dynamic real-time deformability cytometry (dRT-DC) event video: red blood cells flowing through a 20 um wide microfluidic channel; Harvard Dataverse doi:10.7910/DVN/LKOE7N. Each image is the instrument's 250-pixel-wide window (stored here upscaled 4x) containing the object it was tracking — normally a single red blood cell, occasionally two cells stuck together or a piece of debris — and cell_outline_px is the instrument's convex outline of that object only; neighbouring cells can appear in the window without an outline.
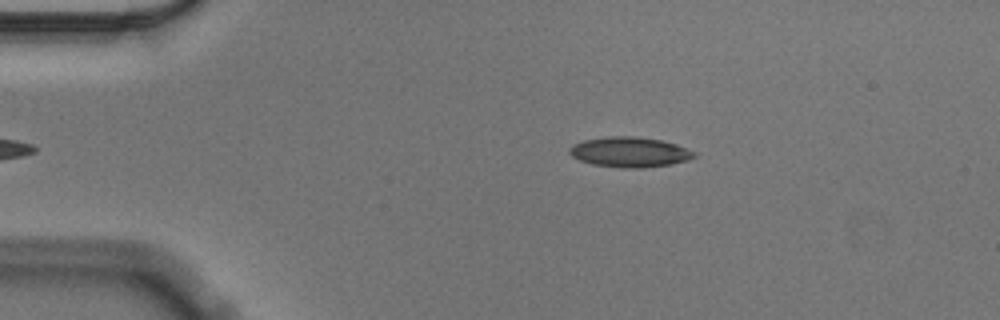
{"species": "Egyptian fruit bat (a non-hibernating species)", "species_latin": "Rousettus aegyptiacus", "temperature_condition": "cold", "stored_images_in_passage": 40, "camera_frame_rate_fps": 3000, "um_per_image_px": 0.085, "animal": {"sex": "male"}, "frame": {"image": 1, "passage_image": 2, "time_ms": 0.333, "image_size_px": [1000, 320], "cell_outline_px": [[696, 156], [688, 160], [672, 164], [644, 168], [624, 168], [592, 164], [580, 160], [572, 156], [568, 152], [568, 148], [572, 144], [584, 140], [608, 136], [636, 136], [660, 140], [676, 144], [696, 152]], "centroid_in_image_um": [53.51, 12.93], "position_along_channel_um": 31.5, "area_um2": 22.02}}
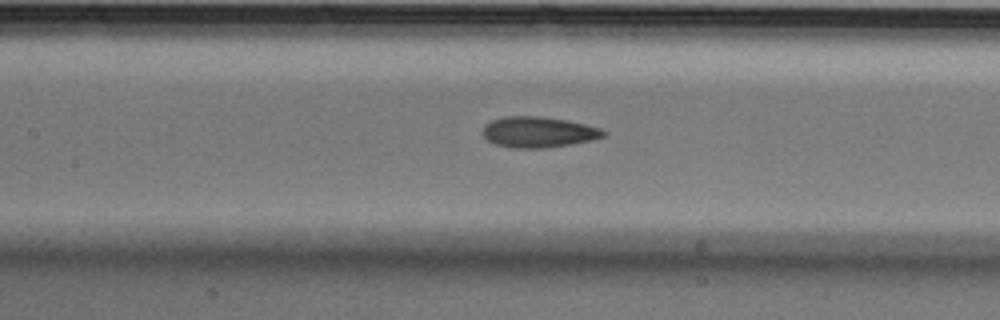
{"frame": {"image": 2, "passage_image": 17, "time_ms": 5.333, "image_size_px": [1000, 320], "cell_outline_px": [[608, 132], [604, 136], [592, 140], [572, 144], [544, 148], [512, 148], [496, 144], [488, 140], [484, 136], [484, 124], [492, 120], [504, 116], [536, 116], [568, 120], [600, 128]], "centroid_in_image_um": [45.78, 11.23], "position_along_channel_um": 161.6, "area_um2": 21.62}}
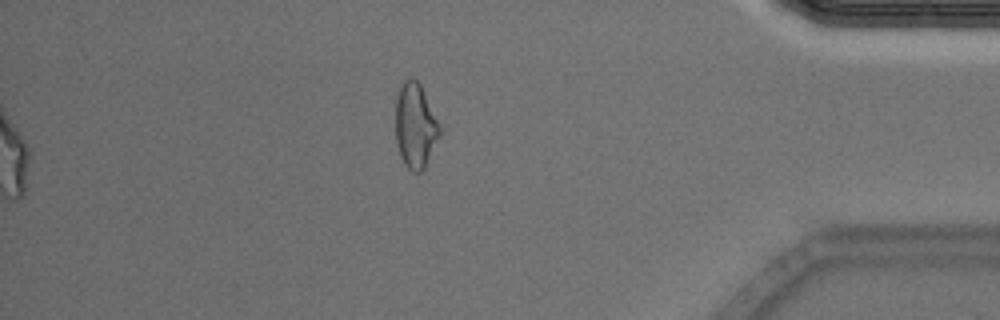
{"frame": {"image": 3, "passage_image": 40, "time_ms": 13.0, "image_size_px": [1000, 320], "cell_outline_px": [[440, 136], [424, 168], [420, 172], [412, 172], [404, 164], [400, 156], [396, 144], [396, 100], [400, 88], [404, 80], [416, 80], [420, 84], [440, 124]], "centroid_in_image_um": [35.3, 10.73], "position_along_channel_um": 399.9, "area_um2": 21.62}, "authors_computed_cell_mechanics": {"area_um2": 21.3571, "velocity_mm_per_s": 3.5534, "shape_relaxation_time_tau1_ms": 5.5482, "shape_relaxation_time_tau2_ms": 3.5298, "deformation_change_tau1": 0.1392, "deformation_change_tau2": 0.1082}}